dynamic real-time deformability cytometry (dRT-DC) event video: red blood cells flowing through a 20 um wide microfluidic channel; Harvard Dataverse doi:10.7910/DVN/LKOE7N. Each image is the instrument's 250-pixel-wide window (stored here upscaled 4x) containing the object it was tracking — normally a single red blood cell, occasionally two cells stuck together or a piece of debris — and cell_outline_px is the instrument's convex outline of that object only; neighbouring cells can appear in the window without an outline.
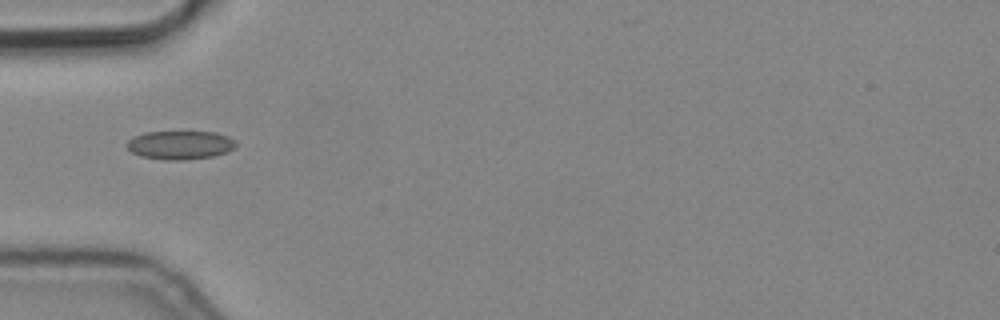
{"species": "common noctule bat (a hibernating species)", "species_latin": "Nyctalus noctula", "temperature_condition": "cold", "stored_images_in_passage": 7, "camera_frame_rate_fps": 3000, "um_per_image_px": 0.085, "animal": {"sex": "male", "body_mass_g": 19.2, "forearm_length_mm": 51.8}, "frame": {"image": 1, "passage_image": 6, "time_ms": 1.667, "image_size_px": [1000, 320], "cell_outline_px": [[236, 144], [228, 152], [212, 156], [184, 160], [164, 160], [140, 156], [132, 152], [124, 144], [132, 136], [144, 132], [216, 132], [228, 136], [236, 140]], "centroid_in_image_um": [15.28, 12.32], "position_along_channel_um": 69.7, "area_um2": 18.32}}